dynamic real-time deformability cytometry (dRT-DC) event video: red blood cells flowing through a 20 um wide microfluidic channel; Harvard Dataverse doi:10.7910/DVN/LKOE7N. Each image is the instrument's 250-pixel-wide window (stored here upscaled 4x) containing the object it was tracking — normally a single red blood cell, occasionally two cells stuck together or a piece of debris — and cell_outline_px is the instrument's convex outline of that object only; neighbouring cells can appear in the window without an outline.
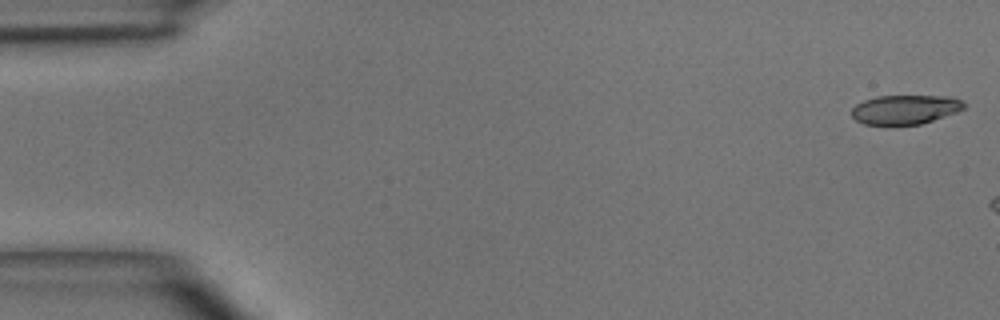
{"species": "common noctule bat (a hibernating species)", "species_latin": "Nyctalus noctula", "temperature_condition": "room temperature", "stored_images_in_passage": 5, "camera_frame_rate_fps": 3000, "um_per_image_px": 0.085, "animal": {"sex": "male", "body_mass_g": 15.6}, "frame": {"image": 1, "passage_image": 1, "time_ms": 0.0, "image_size_px": [1000, 320], "cell_outline_px": [[964, 108], [956, 112], [920, 124], [864, 124], [856, 120], [852, 116], [852, 108], [856, 104], [864, 100], [876, 96], [952, 96], [960, 100], [964, 104]], "centroid_in_image_um": [76.91, 9.29], "position_along_channel_um": 8.1, "area_um2": 18.9}}
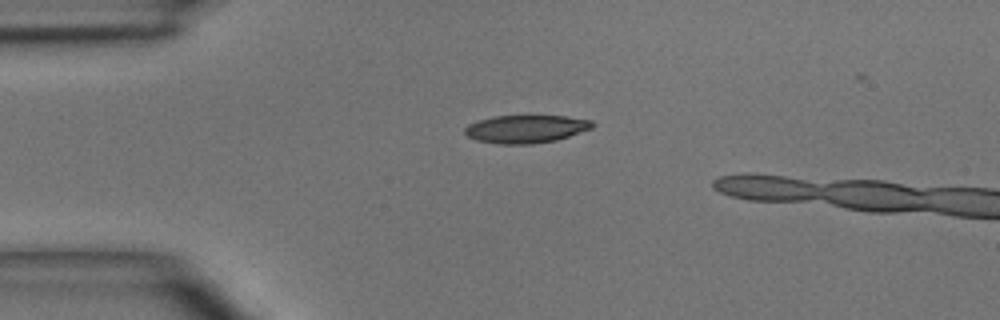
{"frame": {"image": 2, "passage_image": 4, "time_ms": 3.333, "image_size_px": [1000, 320], "cell_outline_px": [[596, 124], [592, 128], [556, 140], [532, 144], [500, 144], [476, 140], [468, 136], [464, 132], [464, 128], [468, 124], [476, 120], [496, 116], [564, 116], [592, 120]], "centroid_in_image_um": [44.69, 10.96], "position_along_channel_um": 40.3, "area_um2": 20.75}}